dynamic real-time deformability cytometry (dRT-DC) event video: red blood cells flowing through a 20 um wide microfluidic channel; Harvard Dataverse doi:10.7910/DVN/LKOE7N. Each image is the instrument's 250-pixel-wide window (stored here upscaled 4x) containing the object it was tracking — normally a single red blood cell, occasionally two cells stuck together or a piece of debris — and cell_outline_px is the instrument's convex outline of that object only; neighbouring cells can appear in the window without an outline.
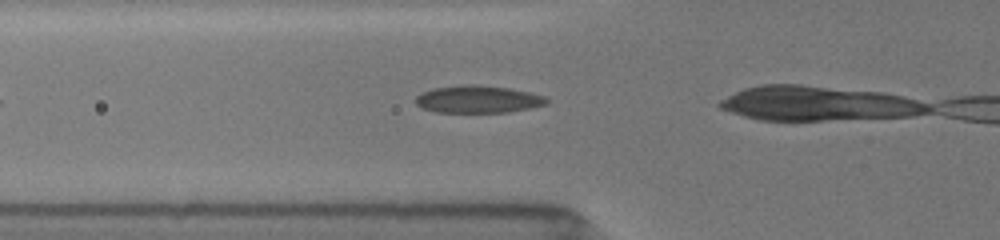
{"species": "common noctule bat (a hibernating species)", "species_latin": "Nyctalus noctula", "temperature_condition": "room temperature", "stored_images_in_passage": 10, "camera_frame_rate_fps": 3000, "um_per_image_px": 0.085, "animal": {"sex": "female", "body_mass_g": 19.5, "forearm_length_mm": 54.1}, "frame": {"image": 1, "passage_image": 6, "time_ms": 0.667, "image_size_px": [1000, 240], "cell_outline_px": [[548, 104], [508, 112], [436, 112], [420, 108], [416, 104], [416, 96], [420, 92], [432, 88], [464, 84], [480, 84], [508, 88], [528, 92], [544, 96], [548, 100]], "centroid_in_image_um": [40.57, 8.43], "position_along_channel_um": 85.2, "area_um2": 21.04}}